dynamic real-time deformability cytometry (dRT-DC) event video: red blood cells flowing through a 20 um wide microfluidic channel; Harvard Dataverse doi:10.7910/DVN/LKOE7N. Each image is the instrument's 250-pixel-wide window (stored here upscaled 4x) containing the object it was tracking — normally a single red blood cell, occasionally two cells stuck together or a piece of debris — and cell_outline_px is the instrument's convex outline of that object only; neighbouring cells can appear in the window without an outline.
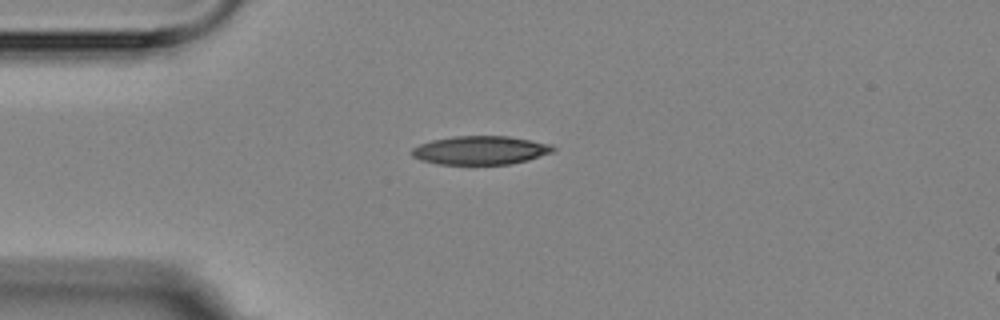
{"species": "Egyptian fruit bat (a non-hibernating species)", "species_latin": "Rousettus aegyptiacus", "temperature_condition": "room temperature", "stored_images_in_passage": 13, "camera_frame_rate_fps": 3000, "um_per_image_px": 0.085, "animal": {"sex": "female"}, "frame": {"image": 1, "passage_image": 1, "time_ms": 0.0, "image_size_px": [1000, 320], "cell_outline_px": [[556, 148], [552, 152], [528, 160], [512, 164], [472, 168], [468, 168], [436, 164], [420, 160], [412, 156], [412, 148], [420, 144], [432, 140], [452, 136], [508, 136], [532, 140], [552, 144]], "centroid_in_image_um": [40.81, 12.83], "position_along_channel_um": 44.2, "area_um2": 24.8}}
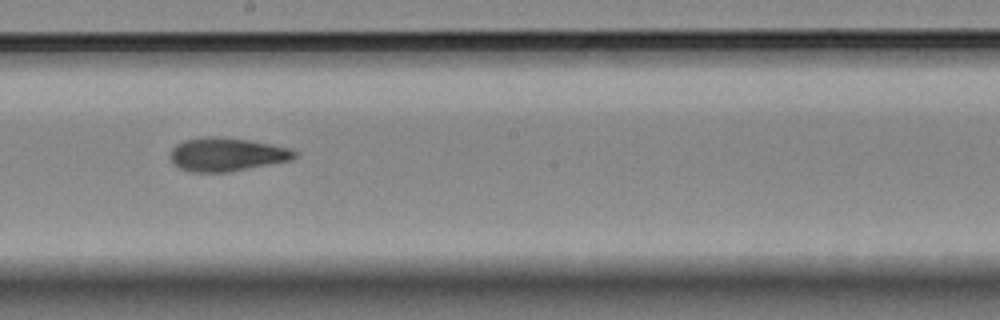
{"frame": {"image": 2, "passage_image": 6, "time_ms": 5.667, "image_size_px": [1000, 320], "cell_outline_px": [[296, 156], [292, 160], [228, 172], [192, 172], [180, 168], [172, 164], [168, 156], [172, 148], [176, 144], [184, 140], [204, 136], [216, 136], [248, 140], [292, 148], [296, 152]], "centroid_in_image_um": [19.23, 13.12], "position_along_channel_um": 229.0, "area_um2": 24.45}}
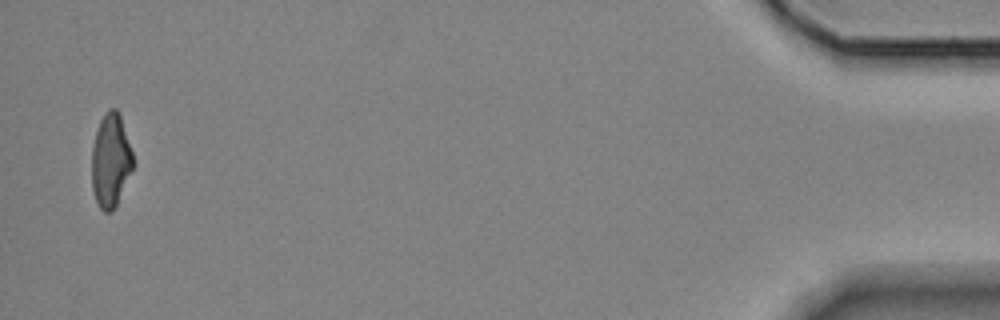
{"frame": {"image": 3, "passage_image": 13, "time_ms": 13.667, "image_size_px": [1000, 320], "cell_outline_px": [[132, 168], [116, 204], [112, 212], [104, 212], [100, 208], [96, 200], [92, 188], [92, 148], [96, 132], [100, 120], [112, 108], [116, 108], [120, 112], [132, 152]], "centroid_in_image_um": [9.39, 13.63], "position_along_channel_um": 425.8, "area_um2": 22.02}, "authors_computed_cell_mechanics": {"area_um2": 23.8136, "velocity_mm_per_s": 3.5568, "shape_relaxation_time_tau1_ms": 8.0189, "shape_relaxation_time_tau2_ms": 3.0832, "deformation_change_tau1": 0.2099, "deformation_change_tau2": 0.1182}}